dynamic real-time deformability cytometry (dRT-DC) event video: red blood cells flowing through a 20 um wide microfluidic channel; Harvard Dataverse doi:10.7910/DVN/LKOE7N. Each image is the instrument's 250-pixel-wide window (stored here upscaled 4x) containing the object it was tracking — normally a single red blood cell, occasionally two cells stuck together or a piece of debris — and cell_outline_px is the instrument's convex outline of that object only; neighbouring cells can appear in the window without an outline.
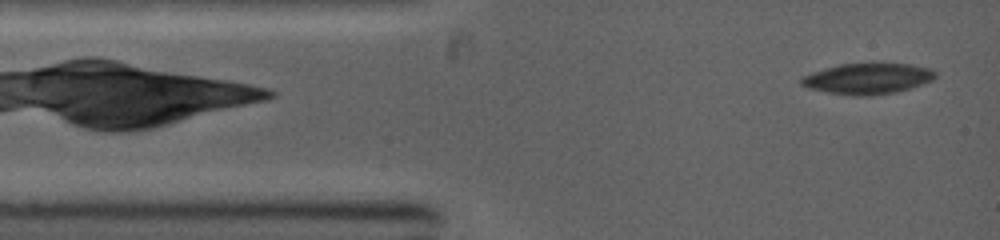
{"species": "common noctule bat (a hibernating species)", "species_latin": "Nyctalus noctula", "temperature_condition": "warm", "stored_images_in_passage": 5, "camera_frame_rate_fps": 5000, "um_per_image_px": 0.085, "animal": {"sex": "female", "body_mass_g": 19.0, "forearm_length_mm": 53.3}, "frame": {"image": 1, "passage_image": 1, "time_ms": 0.0, "image_size_px": [1000, 240], "cell_outline_px": [[936, 76], [932, 80], [912, 88], [896, 92], [860, 96], [852, 96], [828, 92], [808, 88], [800, 84], [800, 76], [812, 72], [840, 64], [912, 64], [932, 68], [936, 72]], "centroid_in_image_um": [73.75, 6.68], "position_along_channel_um": 11.2, "area_um2": 24.04}}